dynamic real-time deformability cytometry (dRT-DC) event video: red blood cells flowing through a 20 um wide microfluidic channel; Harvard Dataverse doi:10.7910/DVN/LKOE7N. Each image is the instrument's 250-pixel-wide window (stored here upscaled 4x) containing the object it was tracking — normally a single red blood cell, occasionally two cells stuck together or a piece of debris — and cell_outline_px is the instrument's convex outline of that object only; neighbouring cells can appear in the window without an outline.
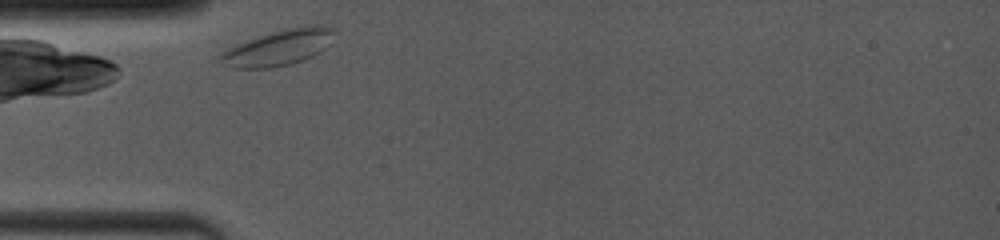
{"species": "common noctule bat (a hibernating species)", "species_latin": "Nyctalus noctula", "temperature_condition": "room temperature", "stored_images_in_passage": 13, "camera_frame_rate_fps": 4000, "um_per_image_px": 0.085, "animal": {"sex": "female", "body_mass_g": 19.0, "forearm_length_mm": 53.3}, "frame": {"image": 1, "passage_image": 1, "time_ms": 0.0, "image_size_px": [1000, 240], "cell_outline_px": [[332, 32], [324, 48], [320, 52], [304, 60], [288, 64], [268, 68], [232, 68], [224, 64], [220, 60], [220, 56], [232, 44], [284, 28], [304, 24], [320, 24], [332, 28]], "centroid_in_image_um": [23.63, 4.02], "position_along_channel_um": 61.4, "area_um2": 23.58}}
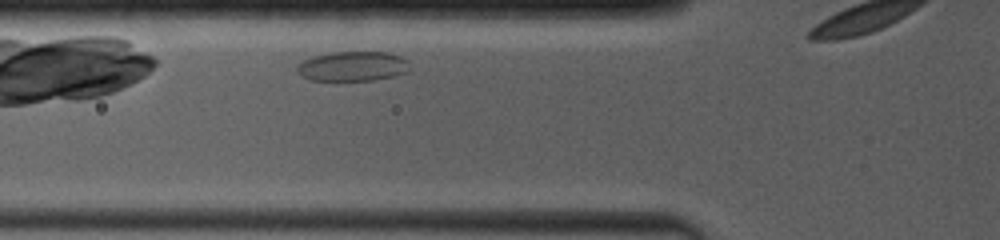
{"frame": {"image": 2, "passage_image": 5, "time_ms": 1.0, "image_size_px": [1000, 240], "cell_outline_px": [[408, 72], [392, 76], [372, 80], [312, 80], [296, 72], [296, 64], [312, 56], [332, 52], [388, 52], [400, 56], [408, 60]], "centroid_in_image_um": [29.96, 5.62], "position_along_channel_um": 95.8, "area_um2": 19.48}}